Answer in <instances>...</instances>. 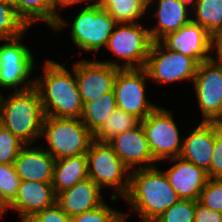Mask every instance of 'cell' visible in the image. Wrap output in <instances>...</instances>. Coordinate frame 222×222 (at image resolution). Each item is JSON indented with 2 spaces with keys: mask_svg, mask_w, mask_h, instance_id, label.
<instances>
[{
  "mask_svg": "<svg viewBox=\"0 0 222 222\" xmlns=\"http://www.w3.org/2000/svg\"><path fill=\"white\" fill-rule=\"evenodd\" d=\"M43 75L36 76L37 88L45 116L81 118L83 102L74 70L52 59L43 62ZM66 66V67H65Z\"/></svg>",
  "mask_w": 222,
  "mask_h": 222,
  "instance_id": "1",
  "label": "cell"
},
{
  "mask_svg": "<svg viewBox=\"0 0 222 222\" xmlns=\"http://www.w3.org/2000/svg\"><path fill=\"white\" fill-rule=\"evenodd\" d=\"M123 200L142 222H154L180 198L156 165L130 171V187Z\"/></svg>",
  "mask_w": 222,
  "mask_h": 222,
  "instance_id": "2",
  "label": "cell"
},
{
  "mask_svg": "<svg viewBox=\"0 0 222 222\" xmlns=\"http://www.w3.org/2000/svg\"><path fill=\"white\" fill-rule=\"evenodd\" d=\"M2 126L25 145L41 138L45 114L37 88L13 91L5 98L1 92Z\"/></svg>",
  "mask_w": 222,
  "mask_h": 222,
  "instance_id": "3",
  "label": "cell"
},
{
  "mask_svg": "<svg viewBox=\"0 0 222 222\" xmlns=\"http://www.w3.org/2000/svg\"><path fill=\"white\" fill-rule=\"evenodd\" d=\"M72 23L60 17L53 31L62 32L65 26L70 25V38L77 49L81 52H98L105 49L108 39L112 34L115 26L118 24L107 12L96 4L81 7Z\"/></svg>",
  "mask_w": 222,
  "mask_h": 222,
  "instance_id": "4",
  "label": "cell"
},
{
  "mask_svg": "<svg viewBox=\"0 0 222 222\" xmlns=\"http://www.w3.org/2000/svg\"><path fill=\"white\" fill-rule=\"evenodd\" d=\"M153 42L150 31L143 22L118 23L104 49V52L108 49V52L117 56V60L107 59L100 62L119 69L144 68Z\"/></svg>",
  "mask_w": 222,
  "mask_h": 222,
  "instance_id": "5",
  "label": "cell"
},
{
  "mask_svg": "<svg viewBox=\"0 0 222 222\" xmlns=\"http://www.w3.org/2000/svg\"><path fill=\"white\" fill-rule=\"evenodd\" d=\"M88 177L102 190L109 188L111 202L124 198L130 187V170L108 142L93 140L86 153ZM119 196V197H118Z\"/></svg>",
  "mask_w": 222,
  "mask_h": 222,
  "instance_id": "6",
  "label": "cell"
},
{
  "mask_svg": "<svg viewBox=\"0 0 222 222\" xmlns=\"http://www.w3.org/2000/svg\"><path fill=\"white\" fill-rule=\"evenodd\" d=\"M42 138L46 142L44 149L55 159H62L86 154L94 140V134L80 118L45 116Z\"/></svg>",
  "mask_w": 222,
  "mask_h": 222,
  "instance_id": "7",
  "label": "cell"
},
{
  "mask_svg": "<svg viewBox=\"0 0 222 222\" xmlns=\"http://www.w3.org/2000/svg\"><path fill=\"white\" fill-rule=\"evenodd\" d=\"M21 37L0 40V88L21 91L35 86V56ZM33 77V78H31ZM1 93V91H0Z\"/></svg>",
  "mask_w": 222,
  "mask_h": 222,
  "instance_id": "8",
  "label": "cell"
},
{
  "mask_svg": "<svg viewBox=\"0 0 222 222\" xmlns=\"http://www.w3.org/2000/svg\"><path fill=\"white\" fill-rule=\"evenodd\" d=\"M173 115L168 108L158 106L140 121L150 151L158 163L178 157L182 151L183 137Z\"/></svg>",
  "mask_w": 222,
  "mask_h": 222,
  "instance_id": "9",
  "label": "cell"
},
{
  "mask_svg": "<svg viewBox=\"0 0 222 222\" xmlns=\"http://www.w3.org/2000/svg\"><path fill=\"white\" fill-rule=\"evenodd\" d=\"M198 63L191 57L169 50L160 41L153 42L144 69L157 84L193 83Z\"/></svg>",
  "mask_w": 222,
  "mask_h": 222,
  "instance_id": "10",
  "label": "cell"
},
{
  "mask_svg": "<svg viewBox=\"0 0 222 222\" xmlns=\"http://www.w3.org/2000/svg\"><path fill=\"white\" fill-rule=\"evenodd\" d=\"M148 79L144 68L120 69L113 86L117 108L134 115L140 121L159 106L147 98L145 92Z\"/></svg>",
  "mask_w": 222,
  "mask_h": 222,
  "instance_id": "11",
  "label": "cell"
},
{
  "mask_svg": "<svg viewBox=\"0 0 222 222\" xmlns=\"http://www.w3.org/2000/svg\"><path fill=\"white\" fill-rule=\"evenodd\" d=\"M194 94L205 122H222V64L212 57L197 66Z\"/></svg>",
  "mask_w": 222,
  "mask_h": 222,
  "instance_id": "12",
  "label": "cell"
},
{
  "mask_svg": "<svg viewBox=\"0 0 222 222\" xmlns=\"http://www.w3.org/2000/svg\"><path fill=\"white\" fill-rule=\"evenodd\" d=\"M160 42L169 50L193 58L198 64L214 57V38L192 20L176 32L164 36Z\"/></svg>",
  "mask_w": 222,
  "mask_h": 222,
  "instance_id": "13",
  "label": "cell"
},
{
  "mask_svg": "<svg viewBox=\"0 0 222 222\" xmlns=\"http://www.w3.org/2000/svg\"><path fill=\"white\" fill-rule=\"evenodd\" d=\"M74 70L83 104L113 91L119 68L90 58L74 61Z\"/></svg>",
  "mask_w": 222,
  "mask_h": 222,
  "instance_id": "14",
  "label": "cell"
},
{
  "mask_svg": "<svg viewBox=\"0 0 222 222\" xmlns=\"http://www.w3.org/2000/svg\"><path fill=\"white\" fill-rule=\"evenodd\" d=\"M124 165L130 170L150 168L158 162L153 158L144 130L139 123L108 142Z\"/></svg>",
  "mask_w": 222,
  "mask_h": 222,
  "instance_id": "15",
  "label": "cell"
},
{
  "mask_svg": "<svg viewBox=\"0 0 222 222\" xmlns=\"http://www.w3.org/2000/svg\"><path fill=\"white\" fill-rule=\"evenodd\" d=\"M164 161H169L168 164L173 163L164 172L178 197L180 199L199 201L201 191L209 179L207 172L180 156Z\"/></svg>",
  "mask_w": 222,
  "mask_h": 222,
  "instance_id": "16",
  "label": "cell"
},
{
  "mask_svg": "<svg viewBox=\"0 0 222 222\" xmlns=\"http://www.w3.org/2000/svg\"><path fill=\"white\" fill-rule=\"evenodd\" d=\"M56 203L52 183L20 181L17 195L3 210V216L9 210L18 212L20 222H26L35 213L51 207Z\"/></svg>",
  "mask_w": 222,
  "mask_h": 222,
  "instance_id": "17",
  "label": "cell"
},
{
  "mask_svg": "<svg viewBox=\"0 0 222 222\" xmlns=\"http://www.w3.org/2000/svg\"><path fill=\"white\" fill-rule=\"evenodd\" d=\"M55 160L43 145H25L14 161V167L21 181L52 183Z\"/></svg>",
  "mask_w": 222,
  "mask_h": 222,
  "instance_id": "18",
  "label": "cell"
},
{
  "mask_svg": "<svg viewBox=\"0 0 222 222\" xmlns=\"http://www.w3.org/2000/svg\"><path fill=\"white\" fill-rule=\"evenodd\" d=\"M152 5L156 8H152ZM149 9L154 11L151 17L156 18L155 25L152 23L153 27L150 25L148 28L154 42L160 41L169 33L176 32L192 20L191 12L179 0H148V11Z\"/></svg>",
  "mask_w": 222,
  "mask_h": 222,
  "instance_id": "19",
  "label": "cell"
},
{
  "mask_svg": "<svg viewBox=\"0 0 222 222\" xmlns=\"http://www.w3.org/2000/svg\"><path fill=\"white\" fill-rule=\"evenodd\" d=\"M102 189L89 177L56 195V204L71 218L105 202Z\"/></svg>",
  "mask_w": 222,
  "mask_h": 222,
  "instance_id": "20",
  "label": "cell"
},
{
  "mask_svg": "<svg viewBox=\"0 0 222 222\" xmlns=\"http://www.w3.org/2000/svg\"><path fill=\"white\" fill-rule=\"evenodd\" d=\"M215 122L201 121L183 138L180 157L207 171L213 156Z\"/></svg>",
  "mask_w": 222,
  "mask_h": 222,
  "instance_id": "21",
  "label": "cell"
},
{
  "mask_svg": "<svg viewBox=\"0 0 222 222\" xmlns=\"http://www.w3.org/2000/svg\"><path fill=\"white\" fill-rule=\"evenodd\" d=\"M88 178L86 154L56 159L52 186L55 195Z\"/></svg>",
  "mask_w": 222,
  "mask_h": 222,
  "instance_id": "22",
  "label": "cell"
},
{
  "mask_svg": "<svg viewBox=\"0 0 222 222\" xmlns=\"http://www.w3.org/2000/svg\"><path fill=\"white\" fill-rule=\"evenodd\" d=\"M117 23L141 22L148 12V0H96Z\"/></svg>",
  "mask_w": 222,
  "mask_h": 222,
  "instance_id": "23",
  "label": "cell"
},
{
  "mask_svg": "<svg viewBox=\"0 0 222 222\" xmlns=\"http://www.w3.org/2000/svg\"><path fill=\"white\" fill-rule=\"evenodd\" d=\"M116 108L114 91L104 93L100 97L83 104L81 122L95 134Z\"/></svg>",
  "mask_w": 222,
  "mask_h": 222,
  "instance_id": "24",
  "label": "cell"
},
{
  "mask_svg": "<svg viewBox=\"0 0 222 222\" xmlns=\"http://www.w3.org/2000/svg\"><path fill=\"white\" fill-rule=\"evenodd\" d=\"M17 15L30 28L44 22L49 29L54 27L53 0H12Z\"/></svg>",
  "mask_w": 222,
  "mask_h": 222,
  "instance_id": "25",
  "label": "cell"
},
{
  "mask_svg": "<svg viewBox=\"0 0 222 222\" xmlns=\"http://www.w3.org/2000/svg\"><path fill=\"white\" fill-rule=\"evenodd\" d=\"M191 15L214 39L222 36V0H198Z\"/></svg>",
  "mask_w": 222,
  "mask_h": 222,
  "instance_id": "26",
  "label": "cell"
},
{
  "mask_svg": "<svg viewBox=\"0 0 222 222\" xmlns=\"http://www.w3.org/2000/svg\"><path fill=\"white\" fill-rule=\"evenodd\" d=\"M139 123L140 120L134 115L116 108L94 134V139L100 142H109L115 136L136 127Z\"/></svg>",
  "mask_w": 222,
  "mask_h": 222,
  "instance_id": "27",
  "label": "cell"
},
{
  "mask_svg": "<svg viewBox=\"0 0 222 222\" xmlns=\"http://www.w3.org/2000/svg\"><path fill=\"white\" fill-rule=\"evenodd\" d=\"M28 29L17 15L11 2L0 1V40H10L23 36Z\"/></svg>",
  "mask_w": 222,
  "mask_h": 222,
  "instance_id": "28",
  "label": "cell"
},
{
  "mask_svg": "<svg viewBox=\"0 0 222 222\" xmlns=\"http://www.w3.org/2000/svg\"><path fill=\"white\" fill-rule=\"evenodd\" d=\"M20 181L14 164L0 163V208L2 210L14 200Z\"/></svg>",
  "mask_w": 222,
  "mask_h": 222,
  "instance_id": "29",
  "label": "cell"
},
{
  "mask_svg": "<svg viewBox=\"0 0 222 222\" xmlns=\"http://www.w3.org/2000/svg\"><path fill=\"white\" fill-rule=\"evenodd\" d=\"M129 215L104 202L93 210L71 217L70 222H126Z\"/></svg>",
  "mask_w": 222,
  "mask_h": 222,
  "instance_id": "30",
  "label": "cell"
},
{
  "mask_svg": "<svg viewBox=\"0 0 222 222\" xmlns=\"http://www.w3.org/2000/svg\"><path fill=\"white\" fill-rule=\"evenodd\" d=\"M196 202L194 200L180 199L154 222H194Z\"/></svg>",
  "mask_w": 222,
  "mask_h": 222,
  "instance_id": "31",
  "label": "cell"
},
{
  "mask_svg": "<svg viewBox=\"0 0 222 222\" xmlns=\"http://www.w3.org/2000/svg\"><path fill=\"white\" fill-rule=\"evenodd\" d=\"M25 144L5 127L0 128V163L14 164Z\"/></svg>",
  "mask_w": 222,
  "mask_h": 222,
  "instance_id": "32",
  "label": "cell"
},
{
  "mask_svg": "<svg viewBox=\"0 0 222 222\" xmlns=\"http://www.w3.org/2000/svg\"><path fill=\"white\" fill-rule=\"evenodd\" d=\"M199 202L213 211L222 212V179H208Z\"/></svg>",
  "mask_w": 222,
  "mask_h": 222,
  "instance_id": "33",
  "label": "cell"
},
{
  "mask_svg": "<svg viewBox=\"0 0 222 222\" xmlns=\"http://www.w3.org/2000/svg\"><path fill=\"white\" fill-rule=\"evenodd\" d=\"M206 172L210 179H222V124L220 122H215L213 156Z\"/></svg>",
  "mask_w": 222,
  "mask_h": 222,
  "instance_id": "34",
  "label": "cell"
},
{
  "mask_svg": "<svg viewBox=\"0 0 222 222\" xmlns=\"http://www.w3.org/2000/svg\"><path fill=\"white\" fill-rule=\"evenodd\" d=\"M26 222H70V217L55 203L35 213Z\"/></svg>",
  "mask_w": 222,
  "mask_h": 222,
  "instance_id": "35",
  "label": "cell"
},
{
  "mask_svg": "<svg viewBox=\"0 0 222 222\" xmlns=\"http://www.w3.org/2000/svg\"><path fill=\"white\" fill-rule=\"evenodd\" d=\"M194 222H222V212L210 210L197 201Z\"/></svg>",
  "mask_w": 222,
  "mask_h": 222,
  "instance_id": "36",
  "label": "cell"
},
{
  "mask_svg": "<svg viewBox=\"0 0 222 222\" xmlns=\"http://www.w3.org/2000/svg\"><path fill=\"white\" fill-rule=\"evenodd\" d=\"M89 1H91V3ZM84 2L87 4V5L84 4V7L96 4V0H53L54 26L56 25L57 20L60 17H63L60 13L62 10H64L67 7H71L73 5H77L79 3H84Z\"/></svg>",
  "mask_w": 222,
  "mask_h": 222,
  "instance_id": "37",
  "label": "cell"
},
{
  "mask_svg": "<svg viewBox=\"0 0 222 222\" xmlns=\"http://www.w3.org/2000/svg\"><path fill=\"white\" fill-rule=\"evenodd\" d=\"M214 57L222 64V36L214 39Z\"/></svg>",
  "mask_w": 222,
  "mask_h": 222,
  "instance_id": "38",
  "label": "cell"
},
{
  "mask_svg": "<svg viewBox=\"0 0 222 222\" xmlns=\"http://www.w3.org/2000/svg\"><path fill=\"white\" fill-rule=\"evenodd\" d=\"M191 13L195 10L198 0H179Z\"/></svg>",
  "mask_w": 222,
  "mask_h": 222,
  "instance_id": "39",
  "label": "cell"
},
{
  "mask_svg": "<svg viewBox=\"0 0 222 222\" xmlns=\"http://www.w3.org/2000/svg\"><path fill=\"white\" fill-rule=\"evenodd\" d=\"M2 127V102H1V93H0V128Z\"/></svg>",
  "mask_w": 222,
  "mask_h": 222,
  "instance_id": "40",
  "label": "cell"
},
{
  "mask_svg": "<svg viewBox=\"0 0 222 222\" xmlns=\"http://www.w3.org/2000/svg\"><path fill=\"white\" fill-rule=\"evenodd\" d=\"M0 217L3 218V210L0 208Z\"/></svg>",
  "mask_w": 222,
  "mask_h": 222,
  "instance_id": "41",
  "label": "cell"
},
{
  "mask_svg": "<svg viewBox=\"0 0 222 222\" xmlns=\"http://www.w3.org/2000/svg\"><path fill=\"white\" fill-rule=\"evenodd\" d=\"M0 1H4V2H12V0H0Z\"/></svg>",
  "mask_w": 222,
  "mask_h": 222,
  "instance_id": "42",
  "label": "cell"
}]
</instances>
